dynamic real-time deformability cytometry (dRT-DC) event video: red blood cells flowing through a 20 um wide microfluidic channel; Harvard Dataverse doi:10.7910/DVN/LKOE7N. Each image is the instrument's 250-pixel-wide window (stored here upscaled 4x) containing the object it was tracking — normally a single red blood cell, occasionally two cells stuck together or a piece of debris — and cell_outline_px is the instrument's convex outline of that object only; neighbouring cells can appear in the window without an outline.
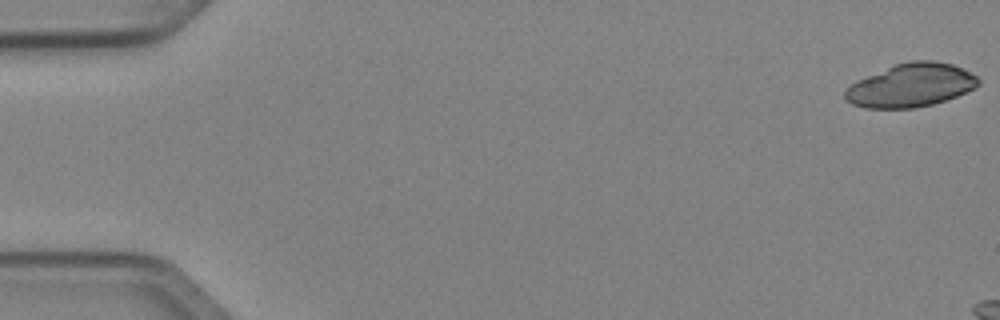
{"species": "Egyptian fruit bat (a non-hibernating species)", "species_latin": "Rousettus aegyptiacus", "temperature_condition": "cold", "stored_images_in_passage": 13, "camera_frame_rate_fps": 3000, "um_per_image_px": 0.085, "animal": {"sex": "female"}, "frame": {"image": 1, "passage_image": 1, "time_ms": 0.0, "image_size_px": [1000, 320], "cell_outline_px": [[980, 84], [976, 88], [956, 96], [932, 104], [912, 108], [864, 108], [852, 104], [844, 96], [844, 92], [856, 80], [896, 64], [908, 60], [932, 60], [952, 64], [964, 68], [976, 76], [980, 80]], "centroid_in_image_um": [77.45, 7.24], "position_along_channel_um": 7.5, "area_um2": 33.64}}